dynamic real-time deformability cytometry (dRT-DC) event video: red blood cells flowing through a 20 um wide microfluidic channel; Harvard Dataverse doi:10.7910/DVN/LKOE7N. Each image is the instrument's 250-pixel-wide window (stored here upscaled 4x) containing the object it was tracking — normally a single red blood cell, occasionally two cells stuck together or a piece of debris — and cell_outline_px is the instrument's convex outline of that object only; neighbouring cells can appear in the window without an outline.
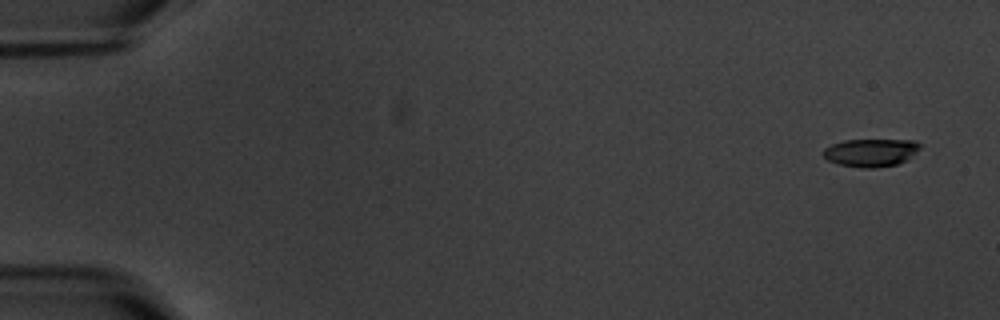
{"species": "common noctule bat (a hibernating species)", "species_latin": "Nyctalus noctula", "temperature_condition": "warm", "stored_images_in_passage": 8, "camera_frame_rate_fps": 3000, "um_per_image_px": 0.085, "animal": {"sex": "male", "body_mass_g": 20.1, "forearm_length_mm": 53.5}, "frame": {"image": 1, "passage_image": 1, "time_ms": 0.0, "image_size_px": [1000, 320], "cell_outline_px": [[924, 144], [908, 160], [896, 164], [876, 168], [860, 168], [840, 164], [828, 160], [820, 152], [824, 148], [832, 144], [844, 140], [916, 140]], "centroid_in_image_um": [74.05, 12.96], "position_along_channel_um": 11.0, "area_um2": 15.95}}
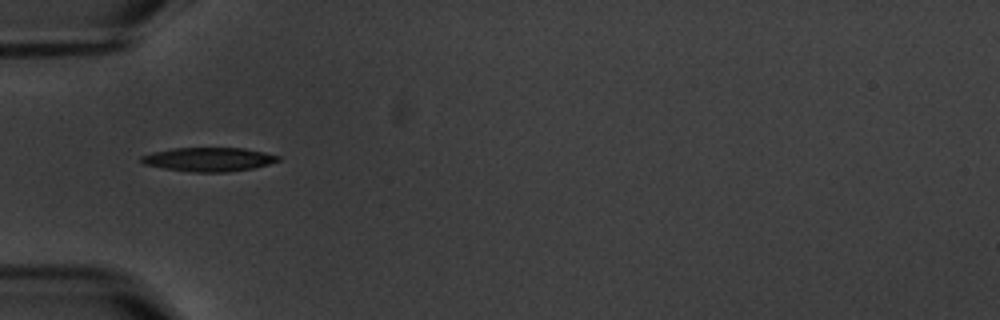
{"frame": {"image": 2, "passage_image": 5, "time_ms": 5.667, "image_size_px": [1000, 320], "cell_outline_px": [[280, 160], [268, 164], [252, 168], [228, 172], [192, 172], [164, 168], [144, 164], [140, 160], [140, 156], [152, 152], [172, 148], [244, 148], [264, 152], [280, 156]], "centroid_in_image_um": [17.73, 13.54], "position_along_channel_um": 67.3, "area_um2": 19.02}}